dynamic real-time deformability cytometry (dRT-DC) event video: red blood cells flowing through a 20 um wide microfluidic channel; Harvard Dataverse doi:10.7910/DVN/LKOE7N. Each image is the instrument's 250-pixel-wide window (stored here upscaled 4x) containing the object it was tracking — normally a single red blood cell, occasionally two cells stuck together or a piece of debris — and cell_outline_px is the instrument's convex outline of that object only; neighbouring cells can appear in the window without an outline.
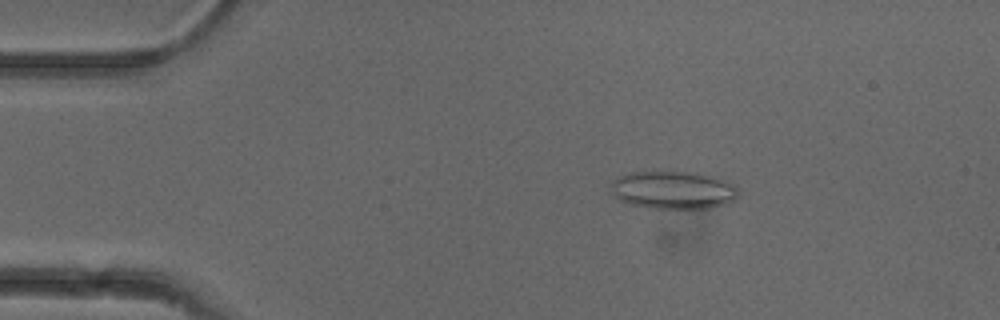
{"species": "common noctule bat (a hibernating species)", "species_latin": "Nyctalus noctula", "temperature_condition": "cold", "stored_images_in_passage": 48, "camera_frame_rate_fps": 3000, "um_per_image_px": 0.085, "animal": {"sex": "female"}, "frame": {"image": 1, "passage_image": 5, "time_ms": 1.333, "image_size_px": [1000, 320], "cell_outline_px": [[740, 192], [736, 200], [728, 204], [708, 208], [652, 208], [628, 204], [620, 200], [608, 192], [612, 180], [620, 176], [632, 172], [696, 172], [720, 176], [728, 180]], "centroid_in_image_um": [57.25, 16.15], "position_along_channel_um": 27.7, "area_um2": 28.78}}
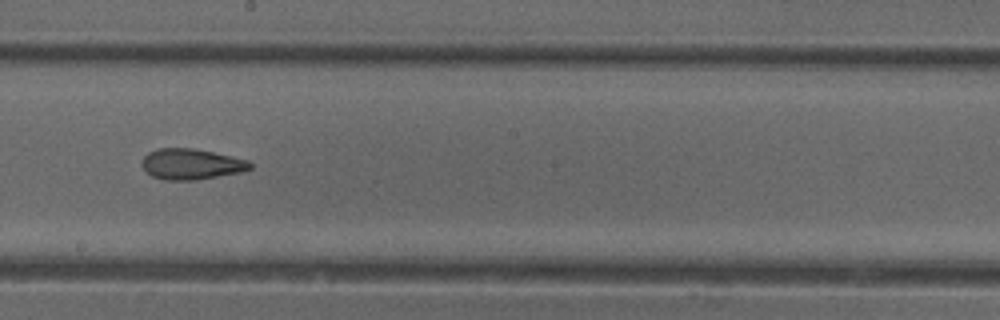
{"frame": {"image": 2, "passage_image": 25, "time_ms": 8.0, "image_size_px": [1000, 320], "cell_outline_px": [[252, 168], [240, 172], [196, 180], [164, 180], [152, 176], [140, 164], [144, 156], [148, 152], [156, 148], [192, 148], [232, 156], [248, 160], [252, 164]], "centroid_in_image_um": [16.24, 13.94], "position_along_channel_um": 232.0, "area_um2": 19.36}}
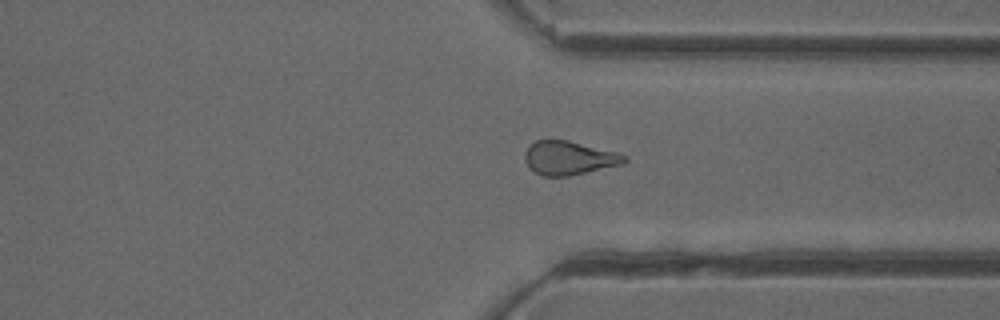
{"frame": {"image": 3, "passage_image": 35, "time_ms": 11.333, "image_size_px": [1000, 320], "cell_outline_px": [[628, 160], [624, 164], [568, 176], [540, 176], [528, 168], [524, 160], [524, 152], [536, 140], [568, 140], [616, 152], [628, 156]], "centroid_in_image_um": [48.36, 13.44], "position_along_channel_um": 363.0, "area_um2": 19.71}, "authors_computed_cell_mechanics": {"area_um2": 20.4323, "velocity_mm_per_s": 3.941, "shape_relaxation_time_tau1_ms": null, "shape_relaxation_time_tau2_ms": 3.0715, "deformation_change_tau1": null, "deformation_change_tau2": 0.123}}